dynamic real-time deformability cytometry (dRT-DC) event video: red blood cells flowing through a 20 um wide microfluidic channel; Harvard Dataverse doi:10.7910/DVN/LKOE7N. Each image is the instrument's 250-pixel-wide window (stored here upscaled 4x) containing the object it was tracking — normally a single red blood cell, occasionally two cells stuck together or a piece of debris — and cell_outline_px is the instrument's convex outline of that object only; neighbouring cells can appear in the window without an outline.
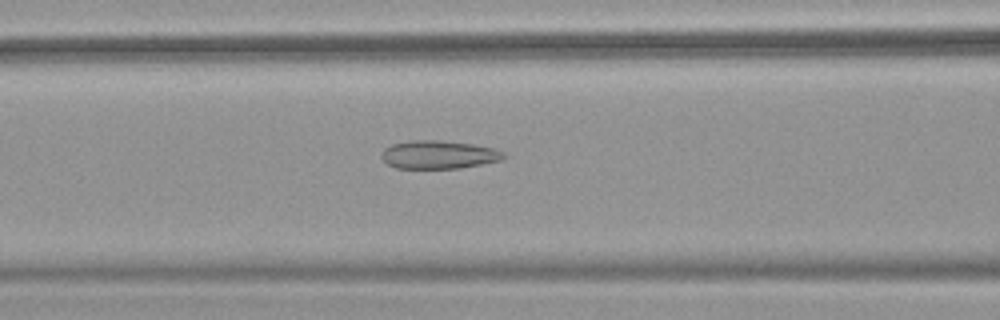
{"species": "common noctule bat (a hibernating species)", "species_latin": "Nyctalus noctula", "temperature_condition": "warm", "stored_images_in_passage": 49, "camera_frame_rate_fps": 3000, "um_per_image_px": 0.085, "animal": {"sex": "female", "body_mass_g": 18.4}, "frame": {"image": 1, "passage_image": 19, "time_ms": 6.0, "image_size_px": [1000, 320], "cell_outline_px": [[508, 156], [500, 160], [460, 168], [396, 168], [388, 164], [380, 156], [380, 152], [384, 148], [392, 144], [412, 140], [440, 140], [472, 144], [492, 148], [504, 152]], "centroid_in_image_um": [37.26, 13.14], "position_along_channel_um": 129.3, "area_um2": 20.06}}
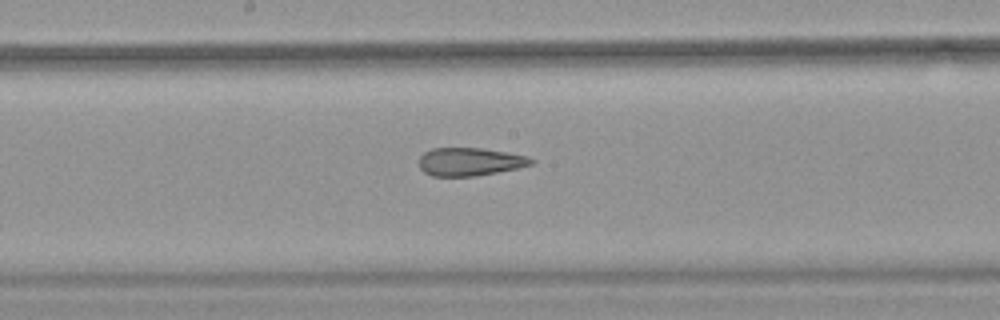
{"frame": {"image": 2, "passage_image": 25, "time_ms": 8.0, "image_size_px": [1000, 320], "cell_outline_px": [[536, 160], [532, 164], [516, 168], [476, 176], [432, 176], [424, 172], [420, 168], [420, 156], [424, 152], [432, 148], [480, 148], [528, 156]], "centroid_in_image_um": [39.92, 13.74], "position_along_channel_um": 208.3, "area_um2": 18.21}}
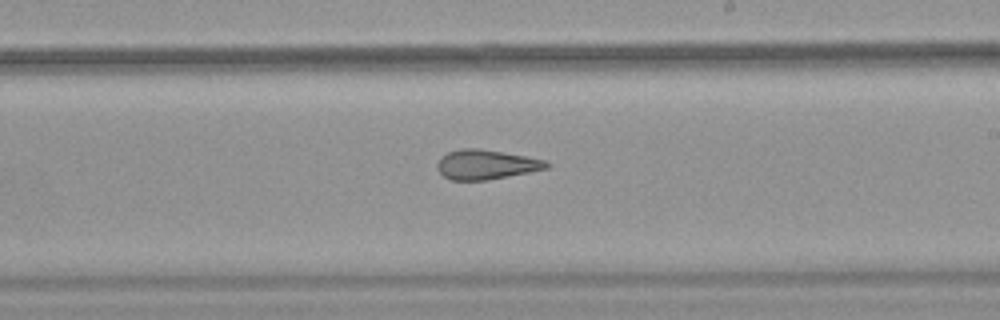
{"frame": {"image": 3, "passage_image": 28, "time_ms": 9.0, "image_size_px": [1000, 320], "cell_outline_px": [[552, 164], [548, 168], [528, 172], [484, 180], [452, 180], [444, 176], [436, 168], [436, 164], [448, 152], [460, 148], [476, 148], [524, 156], [544, 160]], "centroid_in_image_um": [41.3, 13.98], "position_along_channel_um": 247.7, "area_um2": 18.44}, "authors_computed_cell_mechanics": {"area_um2": 22.1952, "velocity_mm_per_s": 3.9678, "shape_relaxation_time_tau1_ms": null, "shape_relaxation_time_tau2_ms": 2.2624, "deformation_change_tau1": null, "deformation_change_tau2": 0.1278}}